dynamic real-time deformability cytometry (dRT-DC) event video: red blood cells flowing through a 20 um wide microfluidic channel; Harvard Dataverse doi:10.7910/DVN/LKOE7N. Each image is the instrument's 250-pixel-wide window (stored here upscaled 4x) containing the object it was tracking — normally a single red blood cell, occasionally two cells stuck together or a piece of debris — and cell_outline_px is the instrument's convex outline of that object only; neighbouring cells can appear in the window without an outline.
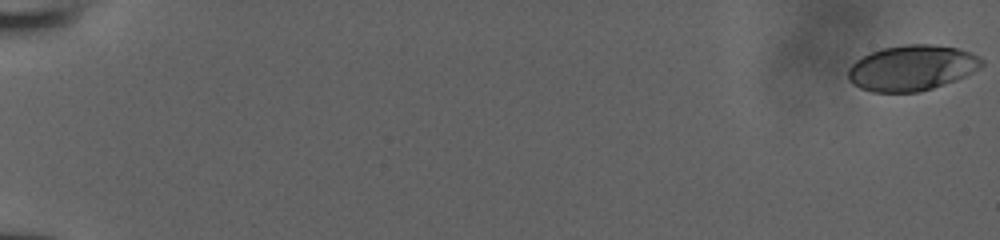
{"species": "human", "species_latin": "Homo sapiens", "temperature_condition": "room temperature", "stored_images_in_passage": 53, "camera_frame_rate_fps": 3000, "um_per_image_px": 0.085, "donor": {"sex": "male"}, "frame": {"image": 1, "passage_image": 1, "time_ms": 0.0, "image_size_px": [1000, 240], "cell_outline_px": [[984, 64], [980, 68], [956, 80], [920, 92], [872, 92], [860, 88], [852, 84], [848, 80], [848, 68], [856, 60], [880, 48], [904, 44], [932, 44], [956, 48], [972, 52], [980, 56], [984, 60]], "centroid_in_image_um": [77.51, 5.77], "position_along_channel_um": 7.5, "area_um2": 35.66}}
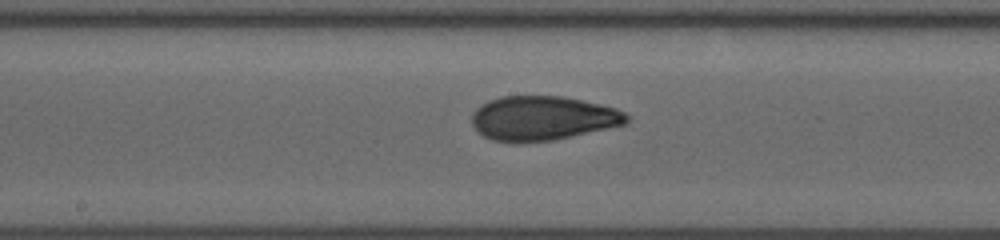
{"frame": {"image": 2, "passage_image": 31, "time_ms": 10.0, "image_size_px": [1000, 240], "cell_outline_px": [[632, 116], [624, 124], [608, 128], [572, 136], [552, 140], [492, 140], [476, 132], [472, 124], [472, 112], [476, 108], [488, 100], [500, 96], [564, 96], [600, 104], [616, 108]], "centroid_in_image_um": [46.13, 10.01], "position_along_channel_um": 202.1, "area_um2": 39.59}}
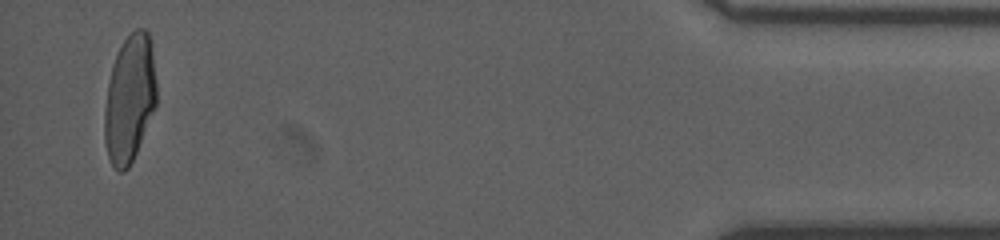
{"frame": {"image": 3, "passage_image": 52, "time_ms": 17.0, "image_size_px": [1000, 240], "cell_outline_px": [[156, 104], [136, 152], [128, 168], [124, 172], [120, 172], [112, 164], [108, 156], [104, 140], [104, 108], [108, 84], [112, 64], [124, 40], [136, 28], [144, 28], [148, 32], [152, 48], [156, 80]], "centroid_in_image_um": [11.01, 8.38], "position_along_channel_um": 424.2, "area_um2": 38.38}}